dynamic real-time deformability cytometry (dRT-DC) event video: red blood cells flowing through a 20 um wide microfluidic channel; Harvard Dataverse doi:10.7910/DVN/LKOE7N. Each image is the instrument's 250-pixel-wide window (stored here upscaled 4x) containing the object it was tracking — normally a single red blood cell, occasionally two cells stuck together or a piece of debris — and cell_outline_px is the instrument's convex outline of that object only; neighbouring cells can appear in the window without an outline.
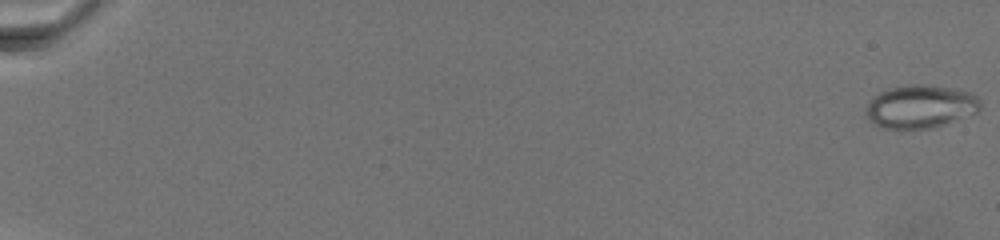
{"species": "common noctule bat (a hibernating species)", "species_latin": "Nyctalus noctula", "temperature_condition": "warm", "stored_images_in_passage": 74, "camera_frame_rate_fps": 3000, "um_per_image_px": 0.085, "animal": {"sex": "female", "body_mass_g": 19.5, "forearm_length_mm": 54.1}, "frame": {"image": 1, "passage_image": 1, "time_ms": 0.0, "image_size_px": [1000, 240], "cell_outline_px": [[980, 108], [976, 112], [936, 128], [884, 128], [876, 124], [864, 112], [868, 104], [880, 92], [888, 88], [912, 84], [920, 84], [948, 88], [972, 92], [980, 100]], "centroid_in_image_um": [78.26, 9.06], "position_along_channel_um": 6.7, "area_um2": 28.32}}
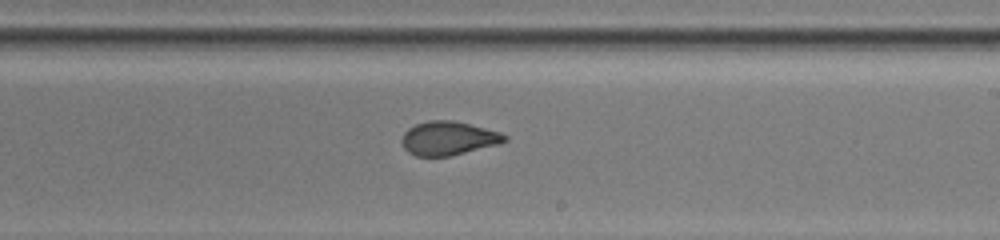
{"frame": {"image": 2, "passage_image": 48, "time_ms": 15.667, "image_size_px": [1000, 240], "cell_outline_px": [[508, 140], [500, 144], [448, 156], [416, 156], [408, 152], [404, 148], [400, 140], [404, 132], [408, 128], [416, 124], [428, 120], [452, 120], [500, 132], [508, 136]], "centroid_in_image_um": [38.09, 11.75], "position_along_channel_um": 250.9, "area_um2": 20.23}}
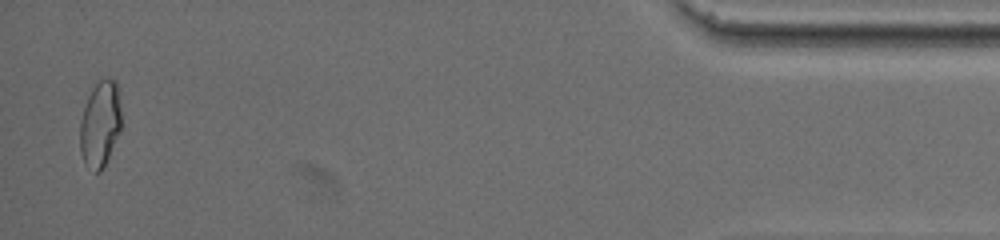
{"frame": {"image": 3, "passage_image": 73, "time_ms": 24.0, "image_size_px": [1000, 240], "cell_outline_px": [[120, 128], [108, 156], [100, 172], [96, 172], [84, 164], [80, 152], [80, 120], [88, 96], [92, 88], [100, 80], [108, 76], [116, 80], [120, 88]], "centroid_in_image_um": [8.51, 10.47], "position_along_channel_um": 426.7, "area_um2": 20.69}}